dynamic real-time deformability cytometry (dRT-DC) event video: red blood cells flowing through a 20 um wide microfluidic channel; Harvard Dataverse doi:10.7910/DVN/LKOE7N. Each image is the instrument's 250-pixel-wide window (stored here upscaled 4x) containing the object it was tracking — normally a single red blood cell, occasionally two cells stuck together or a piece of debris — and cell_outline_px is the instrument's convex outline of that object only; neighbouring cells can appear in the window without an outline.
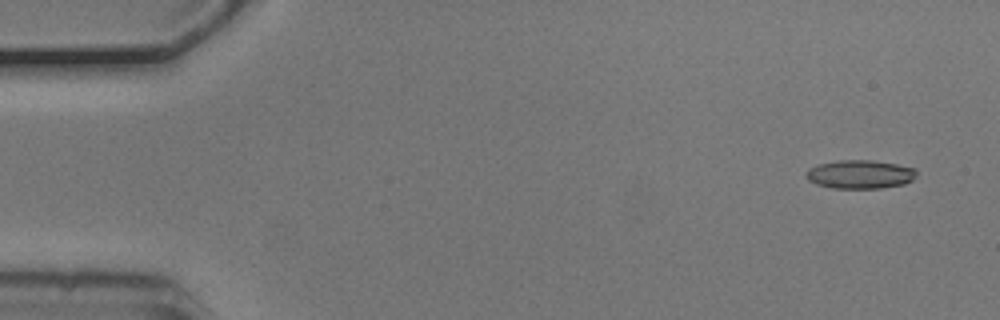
{"species": "common noctule bat (a hibernating species)", "species_latin": "Nyctalus noctula", "temperature_condition": "cold", "stored_images_in_passage": 5, "camera_frame_rate_fps": 3000, "um_per_image_px": 0.085, "animal": {"sex": "male", "body_mass_g": 20.5, "forearm_length_mm": 52.5}, "frame": {"image": 1, "passage_image": 1, "time_ms": 0.0, "image_size_px": [1000, 320], "cell_outline_px": [[916, 176], [912, 180], [904, 184], [880, 188], [832, 188], [816, 184], [808, 180], [804, 176], [804, 172], [808, 168], [820, 164], [840, 160], [872, 160], [896, 164], [916, 168]], "centroid_in_image_um": [73.08, 14.82], "position_along_channel_um": 11.9, "area_um2": 18.5}}
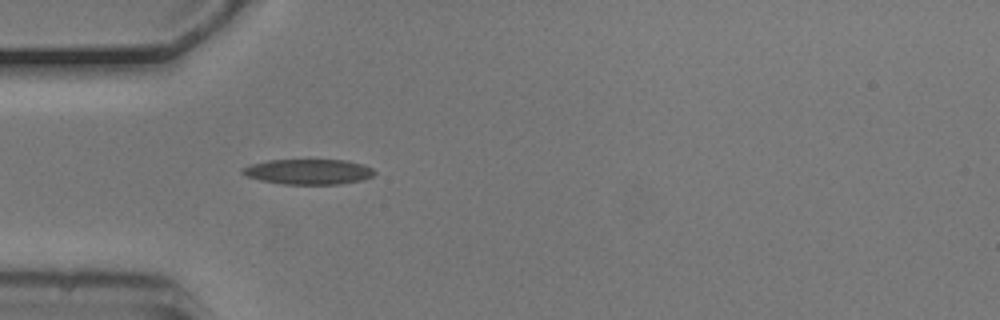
{"frame": {"image": 2, "passage_image": 5, "time_ms": 1.333, "image_size_px": [1000, 320], "cell_outline_px": [[376, 172], [372, 176], [360, 180], [340, 184], [284, 184], [260, 180], [248, 176], [240, 172], [240, 168], [252, 164], [268, 160], [344, 160], [364, 164], [372, 168]], "centroid_in_image_um": [26.21, 14.59], "position_along_channel_um": 58.8, "area_um2": 19.36}}